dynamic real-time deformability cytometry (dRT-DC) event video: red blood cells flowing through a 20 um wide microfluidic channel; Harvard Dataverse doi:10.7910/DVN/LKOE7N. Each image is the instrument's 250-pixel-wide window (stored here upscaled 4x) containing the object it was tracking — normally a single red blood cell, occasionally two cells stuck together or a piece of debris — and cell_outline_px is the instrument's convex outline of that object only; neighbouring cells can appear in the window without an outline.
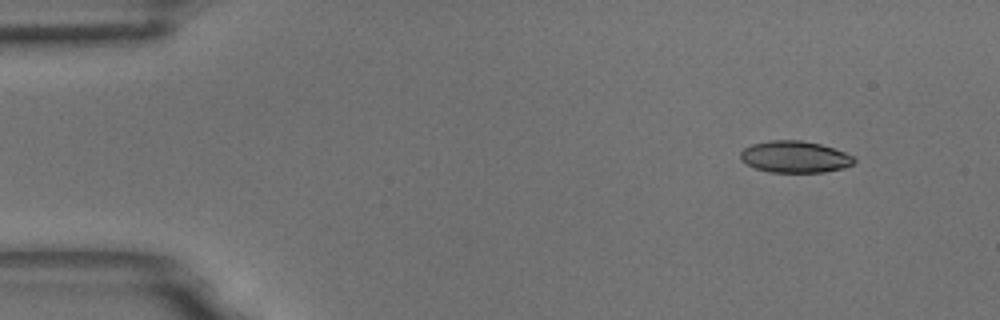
{"species": "common noctule bat (a hibernating species)", "species_latin": "Nyctalus noctula", "temperature_condition": "room temperature", "stored_images_in_passage": 5, "segment_of_instrument_passage": [1, 2], "camera_frame_rate_fps": 3000, "um_per_image_px": 0.085, "animal": {"sex": "male", "body_mass_g": 18.8}, "frame": {"image": 1, "passage_image": 1, "time_ms": 0.0, "image_size_px": [1000, 320], "cell_outline_px": [[856, 160], [852, 164], [844, 168], [824, 172], [768, 172], [756, 168], [740, 160], [740, 152], [744, 148], [752, 144], [768, 140], [800, 140], [820, 144], [844, 152], [852, 156]], "centroid_in_image_um": [67.54, 13.33], "position_along_channel_um": 17.5, "area_um2": 20.92}}